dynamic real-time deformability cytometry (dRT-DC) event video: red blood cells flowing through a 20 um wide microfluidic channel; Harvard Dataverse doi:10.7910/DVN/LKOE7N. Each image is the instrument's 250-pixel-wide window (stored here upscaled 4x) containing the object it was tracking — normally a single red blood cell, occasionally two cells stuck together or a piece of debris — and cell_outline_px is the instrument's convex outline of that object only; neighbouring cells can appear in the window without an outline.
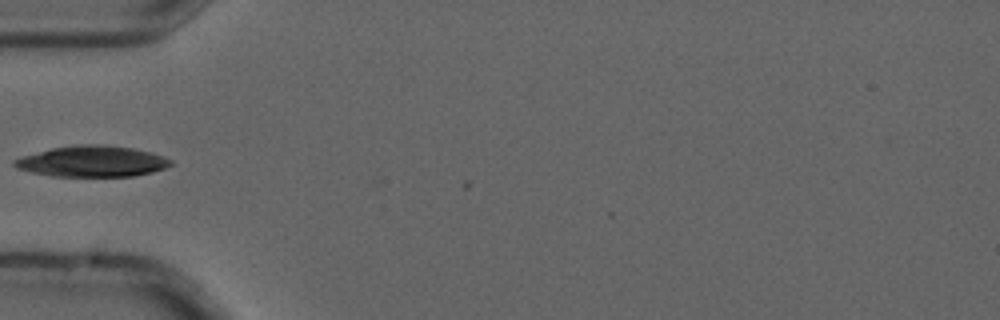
{"species": "common noctule bat (a hibernating species)", "species_latin": "Nyctalus noctula", "temperature_condition": "cold", "stored_images_in_passage": 7, "camera_frame_rate_fps": 3000, "um_per_image_px": 0.085, "animal": {"sex": "male", "forearm_length_mm": 52.5}, "frame": {"image": 1, "passage_image": 5, "time_ms": 1.333, "image_size_px": [1000, 320], "cell_outline_px": [[172, 164], [164, 168], [152, 172], [132, 176], [52, 176], [32, 172], [16, 168], [12, 164], [12, 160], [20, 156], [52, 148], [76, 144], [108, 144], [132, 148], [152, 152], [164, 156], [172, 160]], "centroid_in_image_um": [7.81, 13.7], "position_along_channel_um": 77.2, "area_um2": 28.44}}
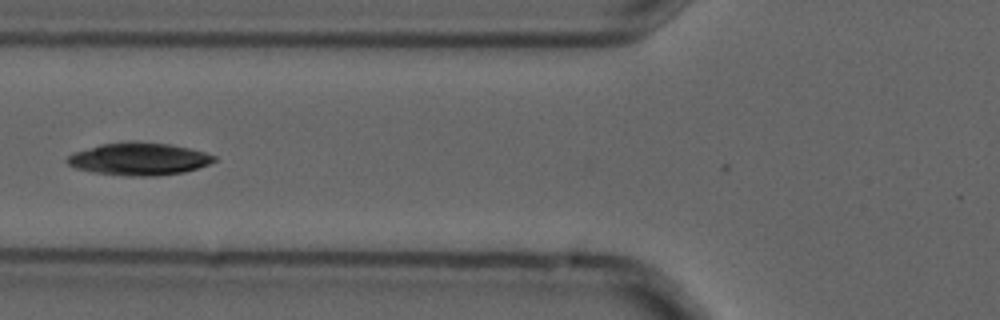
{"frame": {"image": 2, "passage_image": 6, "time_ms": 1.667, "image_size_px": [1000, 320], "cell_outline_px": [[216, 160], [208, 164], [184, 172], [156, 176], [128, 176], [92, 172], [76, 168], [68, 164], [64, 160], [72, 152], [100, 144], [128, 140], [136, 140], [172, 144], [204, 152], [216, 156]], "centroid_in_image_um": [11.77, 13.49], "position_along_channel_um": 114.0, "area_um2": 28.21}}